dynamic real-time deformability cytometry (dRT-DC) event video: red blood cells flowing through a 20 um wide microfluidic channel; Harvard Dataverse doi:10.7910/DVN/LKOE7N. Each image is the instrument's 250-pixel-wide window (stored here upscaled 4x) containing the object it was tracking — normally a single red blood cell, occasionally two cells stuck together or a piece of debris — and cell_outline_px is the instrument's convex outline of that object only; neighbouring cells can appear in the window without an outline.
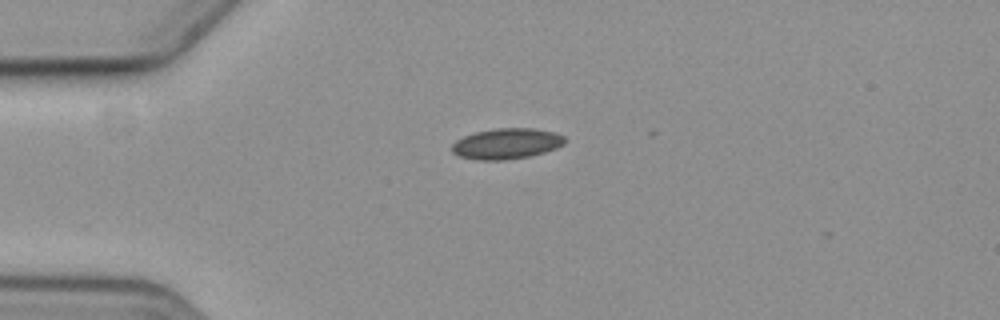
{"species": "common noctule bat (a hibernating species)", "species_latin": "Nyctalus noctula", "temperature_condition": "cold", "stored_images_in_passage": 2, "camera_frame_rate_fps": 3000, "um_per_image_px": 0.085, "animal": {"sex": "female", "body_mass_g": 19.3, "forearm_length_mm": 54.1}, "frame": {"image": 1, "passage_image": 1, "time_ms": 0.0, "image_size_px": [1000, 320], "cell_outline_px": [[564, 144], [556, 148], [544, 152], [528, 156], [504, 160], [476, 160], [460, 156], [452, 152], [452, 144], [456, 140], [464, 136], [476, 132], [496, 128], [532, 128], [556, 132], [564, 136]], "centroid_in_image_um": [43.05, 12.21], "position_along_channel_um": 41.9, "area_um2": 20.11}}